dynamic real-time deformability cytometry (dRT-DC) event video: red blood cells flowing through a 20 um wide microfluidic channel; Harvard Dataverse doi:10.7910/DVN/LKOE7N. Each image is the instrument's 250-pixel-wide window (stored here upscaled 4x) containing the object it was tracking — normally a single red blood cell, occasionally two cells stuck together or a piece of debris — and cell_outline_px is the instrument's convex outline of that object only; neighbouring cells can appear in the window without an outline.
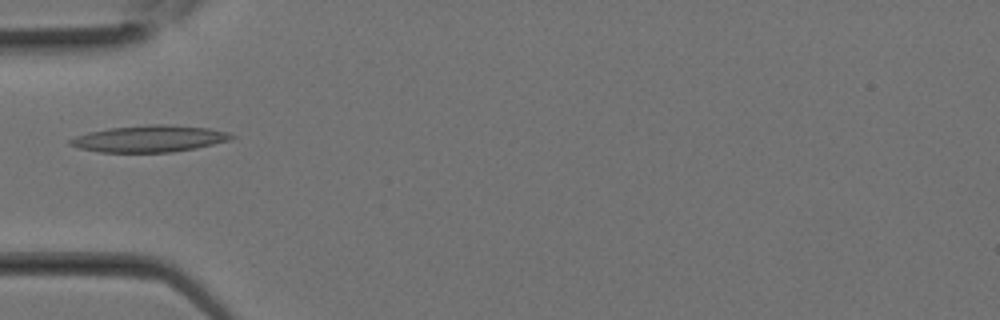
{"species": "Egyptian fruit bat (a non-hibernating species)", "species_latin": "Rousettus aegyptiacus", "temperature_condition": "room temperature", "stored_images_in_passage": 6, "camera_frame_rate_fps": 3000, "um_per_image_px": 0.085, "animal": {"sex": "female"}, "frame": {"image": 1, "passage_image": 5, "time_ms": 1.333, "image_size_px": [1000, 320], "cell_outline_px": [[236, 136], [232, 140], [196, 148], [172, 152], [100, 152], [80, 148], [68, 144], [68, 140], [76, 136], [88, 132], [108, 128], [148, 124], [164, 124], [208, 128], [228, 132]], "centroid_in_image_um": [12.72, 11.78], "position_along_channel_um": 72.3, "area_um2": 25.14}}